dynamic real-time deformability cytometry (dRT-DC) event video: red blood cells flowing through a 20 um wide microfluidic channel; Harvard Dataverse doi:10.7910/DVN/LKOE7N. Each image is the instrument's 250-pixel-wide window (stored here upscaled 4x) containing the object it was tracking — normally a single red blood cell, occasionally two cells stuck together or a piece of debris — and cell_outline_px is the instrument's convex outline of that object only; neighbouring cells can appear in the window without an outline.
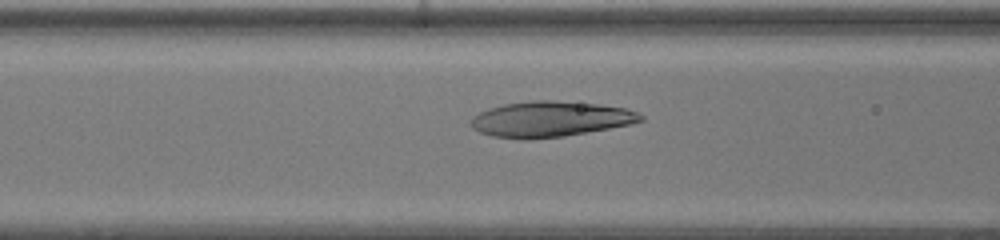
{"species": "human", "species_latin": "Homo sapiens", "temperature_condition": "warm", "stored_images_in_passage": 46, "camera_frame_rate_fps": 3000, "um_per_image_px": 0.085, "donor": {"sex": "female"}, "frame": {"image": 1, "passage_image": 18, "time_ms": 5.667, "image_size_px": [1000, 240], "cell_outline_px": [[644, 120], [628, 124], [608, 128], [564, 136], [524, 140], [520, 140], [492, 136], [480, 132], [472, 128], [468, 124], [472, 116], [488, 108], [504, 104], [532, 100], [552, 100], [596, 104], [624, 108], [636, 112], [644, 116]], "centroid_in_image_um": [46.69, 10.13], "position_along_channel_um": 119.9, "area_um2": 35.14}}
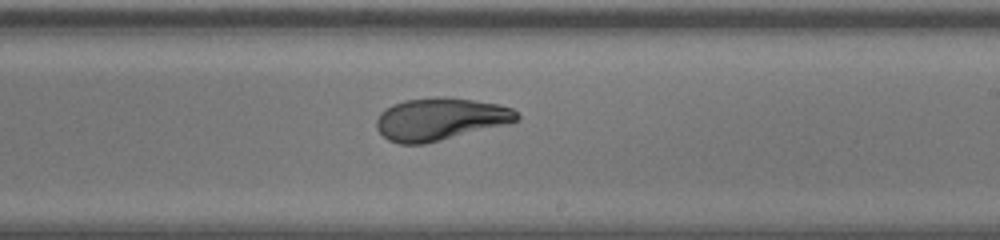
{"frame": {"image": 2, "passage_image": 27, "time_ms": 8.667, "image_size_px": [1000, 240], "cell_outline_px": [[520, 120], [508, 124], [424, 144], [400, 144], [388, 140], [376, 128], [376, 120], [380, 112], [392, 104], [404, 100], [436, 96], [440, 96], [472, 100], [500, 104], [512, 108], [520, 116]], "centroid_in_image_um": [37.41, 10.11], "position_along_channel_um": 251.6, "area_um2": 34.85}}
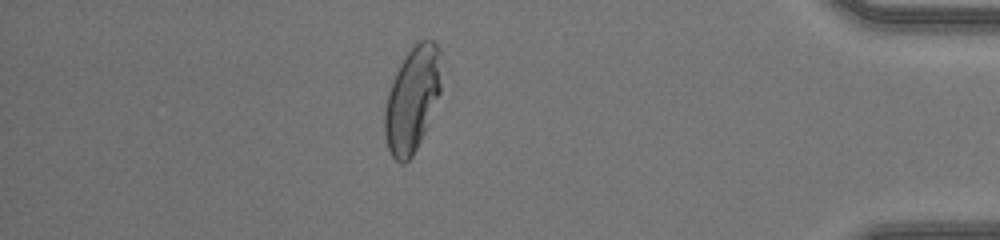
{"frame": {"image": 3, "passage_image": 40, "time_ms": 13.0, "image_size_px": [1000, 240], "cell_outline_px": [[440, 92], [424, 132], [412, 156], [404, 164], [400, 164], [392, 156], [388, 148], [384, 136], [384, 108], [388, 92], [392, 80], [404, 56], [420, 40], [432, 40], [440, 48]], "centroid_in_image_um": [35.01, 8.45], "position_along_channel_um": 400.2, "area_um2": 34.33}, "authors_computed_cell_mechanics": {"area_um2": 35.0846, "velocity_mm_per_s": 4.4152, "shape_relaxation_time_tau1_ms": 5.9188, "shape_relaxation_time_tau2_ms": 1.3159, "deformation_change_tau1": 0.2601, "deformation_change_tau2": 0.0644}}